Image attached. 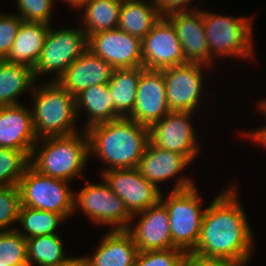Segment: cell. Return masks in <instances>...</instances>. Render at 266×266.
<instances>
[{"mask_svg": "<svg viewBox=\"0 0 266 266\" xmlns=\"http://www.w3.org/2000/svg\"><path fill=\"white\" fill-rule=\"evenodd\" d=\"M229 187L204 210L199 240L191 252L204 258L225 259L244 266L253 249L252 230L238 202L237 190Z\"/></svg>", "mask_w": 266, "mask_h": 266, "instance_id": "6da1fadb", "label": "cell"}, {"mask_svg": "<svg viewBox=\"0 0 266 266\" xmlns=\"http://www.w3.org/2000/svg\"><path fill=\"white\" fill-rule=\"evenodd\" d=\"M89 154H97L106 170L138 168L149 140V128L129 117L96 124L86 130Z\"/></svg>", "mask_w": 266, "mask_h": 266, "instance_id": "7a4b0ae2", "label": "cell"}, {"mask_svg": "<svg viewBox=\"0 0 266 266\" xmlns=\"http://www.w3.org/2000/svg\"><path fill=\"white\" fill-rule=\"evenodd\" d=\"M81 134L77 132L38 139L43 143V147H38L36 142L29 158L30 166L42 175L67 182L74 177H81L82 169L89 157L87 132L83 129Z\"/></svg>", "mask_w": 266, "mask_h": 266, "instance_id": "3957f363", "label": "cell"}, {"mask_svg": "<svg viewBox=\"0 0 266 266\" xmlns=\"http://www.w3.org/2000/svg\"><path fill=\"white\" fill-rule=\"evenodd\" d=\"M194 182L186 178H179L174 189L163 200L169 213L172 248H178L185 253H191L200 236L204 212L200 204V197Z\"/></svg>", "mask_w": 266, "mask_h": 266, "instance_id": "277c9868", "label": "cell"}, {"mask_svg": "<svg viewBox=\"0 0 266 266\" xmlns=\"http://www.w3.org/2000/svg\"><path fill=\"white\" fill-rule=\"evenodd\" d=\"M34 87L32 119L38 139L77 133L73 127L77 117L75 97L58 82Z\"/></svg>", "mask_w": 266, "mask_h": 266, "instance_id": "5b68a950", "label": "cell"}, {"mask_svg": "<svg viewBox=\"0 0 266 266\" xmlns=\"http://www.w3.org/2000/svg\"><path fill=\"white\" fill-rule=\"evenodd\" d=\"M209 65L216 56L252 57L251 20L203 11ZM214 54V55H213Z\"/></svg>", "mask_w": 266, "mask_h": 266, "instance_id": "8992f818", "label": "cell"}, {"mask_svg": "<svg viewBox=\"0 0 266 266\" xmlns=\"http://www.w3.org/2000/svg\"><path fill=\"white\" fill-rule=\"evenodd\" d=\"M18 188L22 206L58 213L64 218L74 211V193L68 182L42 175L30 165L24 171Z\"/></svg>", "mask_w": 266, "mask_h": 266, "instance_id": "52a82bcc", "label": "cell"}, {"mask_svg": "<svg viewBox=\"0 0 266 266\" xmlns=\"http://www.w3.org/2000/svg\"><path fill=\"white\" fill-rule=\"evenodd\" d=\"M88 49V36L83 29L67 28L54 31L51 26L47 32L44 47L34 67V76L56 72L57 82L69 65Z\"/></svg>", "mask_w": 266, "mask_h": 266, "instance_id": "ba28073f", "label": "cell"}, {"mask_svg": "<svg viewBox=\"0 0 266 266\" xmlns=\"http://www.w3.org/2000/svg\"><path fill=\"white\" fill-rule=\"evenodd\" d=\"M74 195V210L77 206L92 221L98 224L116 226L113 230H127L132 216L119 198L105 182L103 184H89Z\"/></svg>", "mask_w": 266, "mask_h": 266, "instance_id": "9c48e42d", "label": "cell"}, {"mask_svg": "<svg viewBox=\"0 0 266 266\" xmlns=\"http://www.w3.org/2000/svg\"><path fill=\"white\" fill-rule=\"evenodd\" d=\"M102 173L103 180L123 200L132 219L135 214L160 201L162 194L160 188L145 179L138 168L110 169Z\"/></svg>", "mask_w": 266, "mask_h": 266, "instance_id": "30bf717a", "label": "cell"}, {"mask_svg": "<svg viewBox=\"0 0 266 266\" xmlns=\"http://www.w3.org/2000/svg\"><path fill=\"white\" fill-rule=\"evenodd\" d=\"M203 66L187 62L162 69L170 111L194 113L203 92Z\"/></svg>", "mask_w": 266, "mask_h": 266, "instance_id": "8fae6325", "label": "cell"}, {"mask_svg": "<svg viewBox=\"0 0 266 266\" xmlns=\"http://www.w3.org/2000/svg\"><path fill=\"white\" fill-rule=\"evenodd\" d=\"M193 114L170 111L149 128L150 142L162 149L177 152L192 162L200 150L189 121Z\"/></svg>", "mask_w": 266, "mask_h": 266, "instance_id": "7c38bea8", "label": "cell"}, {"mask_svg": "<svg viewBox=\"0 0 266 266\" xmlns=\"http://www.w3.org/2000/svg\"><path fill=\"white\" fill-rule=\"evenodd\" d=\"M88 49L114 69L143 66L142 40L119 28L91 34Z\"/></svg>", "mask_w": 266, "mask_h": 266, "instance_id": "4fadbf2b", "label": "cell"}, {"mask_svg": "<svg viewBox=\"0 0 266 266\" xmlns=\"http://www.w3.org/2000/svg\"><path fill=\"white\" fill-rule=\"evenodd\" d=\"M142 59L145 69L156 70L187 63L176 30L167 17H160L142 39Z\"/></svg>", "mask_w": 266, "mask_h": 266, "instance_id": "5bb4252c", "label": "cell"}, {"mask_svg": "<svg viewBox=\"0 0 266 266\" xmlns=\"http://www.w3.org/2000/svg\"><path fill=\"white\" fill-rule=\"evenodd\" d=\"M169 112L163 71L144 68L139 77L136 103L129 118L150 128Z\"/></svg>", "mask_w": 266, "mask_h": 266, "instance_id": "9a60e30c", "label": "cell"}, {"mask_svg": "<svg viewBox=\"0 0 266 266\" xmlns=\"http://www.w3.org/2000/svg\"><path fill=\"white\" fill-rule=\"evenodd\" d=\"M135 215L142 217L134 228L129 226L127 231L139 252L172 248L169 213L161 201Z\"/></svg>", "mask_w": 266, "mask_h": 266, "instance_id": "2e32d148", "label": "cell"}, {"mask_svg": "<svg viewBox=\"0 0 266 266\" xmlns=\"http://www.w3.org/2000/svg\"><path fill=\"white\" fill-rule=\"evenodd\" d=\"M38 142L32 110L22 104L0 107V147L24 152L29 158Z\"/></svg>", "mask_w": 266, "mask_h": 266, "instance_id": "e0dca14e", "label": "cell"}, {"mask_svg": "<svg viewBox=\"0 0 266 266\" xmlns=\"http://www.w3.org/2000/svg\"><path fill=\"white\" fill-rule=\"evenodd\" d=\"M113 71L110 64L87 49L69 65L57 82L75 97L86 88L108 83Z\"/></svg>", "mask_w": 266, "mask_h": 266, "instance_id": "ac0fdd59", "label": "cell"}, {"mask_svg": "<svg viewBox=\"0 0 266 266\" xmlns=\"http://www.w3.org/2000/svg\"><path fill=\"white\" fill-rule=\"evenodd\" d=\"M172 22L182 45L186 62L209 64V49L204 29L203 11L174 13Z\"/></svg>", "mask_w": 266, "mask_h": 266, "instance_id": "d6986e66", "label": "cell"}, {"mask_svg": "<svg viewBox=\"0 0 266 266\" xmlns=\"http://www.w3.org/2000/svg\"><path fill=\"white\" fill-rule=\"evenodd\" d=\"M138 252L127 230H112L103 236L93 257L84 258L87 266H134Z\"/></svg>", "mask_w": 266, "mask_h": 266, "instance_id": "ffe728a7", "label": "cell"}, {"mask_svg": "<svg viewBox=\"0 0 266 266\" xmlns=\"http://www.w3.org/2000/svg\"><path fill=\"white\" fill-rule=\"evenodd\" d=\"M189 163L183 155L157 147L149 141L138 169L145 179L159 188L158 183L177 176Z\"/></svg>", "mask_w": 266, "mask_h": 266, "instance_id": "44dd1931", "label": "cell"}, {"mask_svg": "<svg viewBox=\"0 0 266 266\" xmlns=\"http://www.w3.org/2000/svg\"><path fill=\"white\" fill-rule=\"evenodd\" d=\"M50 26L42 22L23 21L5 61L27 66L34 70L45 44Z\"/></svg>", "mask_w": 266, "mask_h": 266, "instance_id": "7402d4cb", "label": "cell"}, {"mask_svg": "<svg viewBox=\"0 0 266 266\" xmlns=\"http://www.w3.org/2000/svg\"><path fill=\"white\" fill-rule=\"evenodd\" d=\"M76 113L82 109L88 112V123L84 130L104 122L113 121L120 116L115 112L108 83L94 85L82 90L75 96ZM82 108V109H81Z\"/></svg>", "mask_w": 266, "mask_h": 266, "instance_id": "603a6c76", "label": "cell"}, {"mask_svg": "<svg viewBox=\"0 0 266 266\" xmlns=\"http://www.w3.org/2000/svg\"><path fill=\"white\" fill-rule=\"evenodd\" d=\"M143 66L114 69L108 82L111 98L115 104V112L120 117H129L137 98V87Z\"/></svg>", "mask_w": 266, "mask_h": 266, "instance_id": "cb8c5ba5", "label": "cell"}, {"mask_svg": "<svg viewBox=\"0 0 266 266\" xmlns=\"http://www.w3.org/2000/svg\"><path fill=\"white\" fill-rule=\"evenodd\" d=\"M146 3L143 0L122 1L117 28L142 40L161 17L153 2Z\"/></svg>", "mask_w": 266, "mask_h": 266, "instance_id": "d4e9b609", "label": "cell"}, {"mask_svg": "<svg viewBox=\"0 0 266 266\" xmlns=\"http://www.w3.org/2000/svg\"><path fill=\"white\" fill-rule=\"evenodd\" d=\"M35 82L33 69L0 59V107L20 104L17 97Z\"/></svg>", "mask_w": 266, "mask_h": 266, "instance_id": "484cf974", "label": "cell"}, {"mask_svg": "<svg viewBox=\"0 0 266 266\" xmlns=\"http://www.w3.org/2000/svg\"><path fill=\"white\" fill-rule=\"evenodd\" d=\"M121 7V0H90L83 6L86 26L83 31L89 37L99 31L116 29Z\"/></svg>", "mask_w": 266, "mask_h": 266, "instance_id": "4316f807", "label": "cell"}, {"mask_svg": "<svg viewBox=\"0 0 266 266\" xmlns=\"http://www.w3.org/2000/svg\"><path fill=\"white\" fill-rule=\"evenodd\" d=\"M63 243L58 234L36 236L27 239V262L33 266H57L69 257L64 255Z\"/></svg>", "mask_w": 266, "mask_h": 266, "instance_id": "83f0119b", "label": "cell"}, {"mask_svg": "<svg viewBox=\"0 0 266 266\" xmlns=\"http://www.w3.org/2000/svg\"><path fill=\"white\" fill-rule=\"evenodd\" d=\"M64 219L58 213L21 206L18 222L24 231H18L25 239L56 234L55 230Z\"/></svg>", "mask_w": 266, "mask_h": 266, "instance_id": "f1b7e54d", "label": "cell"}, {"mask_svg": "<svg viewBox=\"0 0 266 266\" xmlns=\"http://www.w3.org/2000/svg\"><path fill=\"white\" fill-rule=\"evenodd\" d=\"M29 165V157L24 152L0 147V186H18Z\"/></svg>", "mask_w": 266, "mask_h": 266, "instance_id": "f546056e", "label": "cell"}, {"mask_svg": "<svg viewBox=\"0 0 266 266\" xmlns=\"http://www.w3.org/2000/svg\"><path fill=\"white\" fill-rule=\"evenodd\" d=\"M0 264L3 266H29L27 239L17 230L0 231Z\"/></svg>", "mask_w": 266, "mask_h": 266, "instance_id": "4dcf8cb0", "label": "cell"}, {"mask_svg": "<svg viewBox=\"0 0 266 266\" xmlns=\"http://www.w3.org/2000/svg\"><path fill=\"white\" fill-rule=\"evenodd\" d=\"M21 206L18 186H0V231L12 230L8 226L18 222Z\"/></svg>", "mask_w": 266, "mask_h": 266, "instance_id": "1f68e13d", "label": "cell"}, {"mask_svg": "<svg viewBox=\"0 0 266 266\" xmlns=\"http://www.w3.org/2000/svg\"><path fill=\"white\" fill-rule=\"evenodd\" d=\"M185 254L178 248L138 252L134 266H181Z\"/></svg>", "mask_w": 266, "mask_h": 266, "instance_id": "d6a6232c", "label": "cell"}, {"mask_svg": "<svg viewBox=\"0 0 266 266\" xmlns=\"http://www.w3.org/2000/svg\"><path fill=\"white\" fill-rule=\"evenodd\" d=\"M17 3L23 21L49 24L53 0H17Z\"/></svg>", "mask_w": 266, "mask_h": 266, "instance_id": "836d02e7", "label": "cell"}, {"mask_svg": "<svg viewBox=\"0 0 266 266\" xmlns=\"http://www.w3.org/2000/svg\"><path fill=\"white\" fill-rule=\"evenodd\" d=\"M22 22L19 15L0 13V59H4L10 52Z\"/></svg>", "mask_w": 266, "mask_h": 266, "instance_id": "e575fe53", "label": "cell"}, {"mask_svg": "<svg viewBox=\"0 0 266 266\" xmlns=\"http://www.w3.org/2000/svg\"><path fill=\"white\" fill-rule=\"evenodd\" d=\"M156 9L158 10L161 17H167L174 13L182 12H193L195 10H189V7H186V3H190L192 0H152Z\"/></svg>", "mask_w": 266, "mask_h": 266, "instance_id": "d590c367", "label": "cell"}, {"mask_svg": "<svg viewBox=\"0 0 266 266\" xmlns=\"http://www.w3.org/2000/svg\"><path fill=\"white\" fill-rule=\"evenodd\" d=\"M181 266H242V265L225 259L204 258L194 255L193 253H186L182 260Z\"/></svg>", "mask_w": 266, "mask_h": 266, "instance_id": "8d00e7d4", "label": "cell"}, {"mask_svg": "<svg viewBox=\"0 0 266 266\" xmlns=\"http://www.w3.org/2000/svg\"><path fill=\"white\" fill-rule=\"evenodd\" d=\"M249 135H251V137L254 138L255 141L266 147V126L259 128L255 132L252 131V133H249Z\"/></svg>", "mask_w": 266, "mask_h": 266, "instance_id": "74e56055", "label": "cell"}, {"mask_svg": "<svg viewBox=\"0 0 266 266\" xmlns=\"http://www.w3.org/2000/svg\"><path fill=\"white\" fill-rule=\"evenodd\" d=\"M57 266H87L84 256L83 257H69L65 262L58 264Z\"/></svg>", "mask_w": 266, "mask_h": 266, "instance_id": "f35d334b", "label": "cell"}, {"mask_svg": "<svg viewBox=\"0 0 266 266\" xmlns=\"http://www.w3.org/2000/svg\"><path fill=\"white\" fill-rule=\"evenodd\" d=\"M68 2L70 5L77 7L78 9L87 4L90 0H64V2Z\"/></svg>", "mask_w": 266, "mask_h": 266, "instance_id": "ab89813d", "label": "cell"}, {"mask_svg": "<svg viewBox=\"0 0 266 266\" xmlns=\"http://www.w3.org/2000/svg\"><path fill=\"white\" fill-rule=\"evenodd\" d=\"M261 104H259V106L261 107L260 109H261V111L263 110L264 111V113L266 114V100L264 101H261L260 102Z\"/></svg>", "mask_w": 266, "mask_h": 266, "instance_id": "60d3db41", "label": "cell"}]
</instances>
